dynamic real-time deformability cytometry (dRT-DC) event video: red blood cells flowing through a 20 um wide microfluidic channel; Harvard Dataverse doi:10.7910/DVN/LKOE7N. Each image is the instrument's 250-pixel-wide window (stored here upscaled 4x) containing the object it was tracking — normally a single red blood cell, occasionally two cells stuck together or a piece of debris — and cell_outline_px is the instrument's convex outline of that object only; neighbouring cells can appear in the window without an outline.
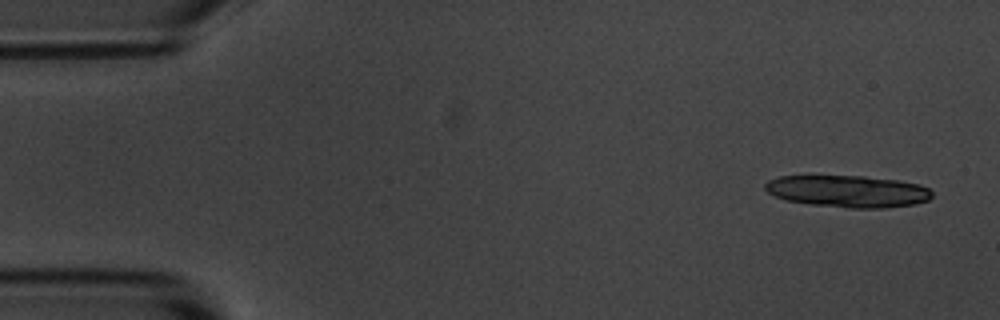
{"species": "common noctule bat (a hibernating species)", "species_latin": "Nyctalus noctula", "temperature_condition": "room temperature", "stored_images_in_passage": 5, "camera_frame_rate_fps": 3000, "um_per_image_px": 0.085, "animal": {"sex": "male", "body_mass_g": 20.1, "forearm_length_mm": 53.5}, "frame": {"image": 1, "passage_image": 1, "time_ms": 0.0, "image_size_px": [1000, 320], "cell_outline_px": [[932, 196], [928, 200], [916, 204], [884, 208], [848, 208], [808, 204], [784, 200], [768, 192], [764, 188], [764, 184], [768, 180], [780, 176], [864, 176], [896, 180], [920, 184], [928, 188], [932, 192]], "centroid_in_image_um": [72.07, 16.26], "position_along_channel_um": 12.9, "area_um2": 31.21}}